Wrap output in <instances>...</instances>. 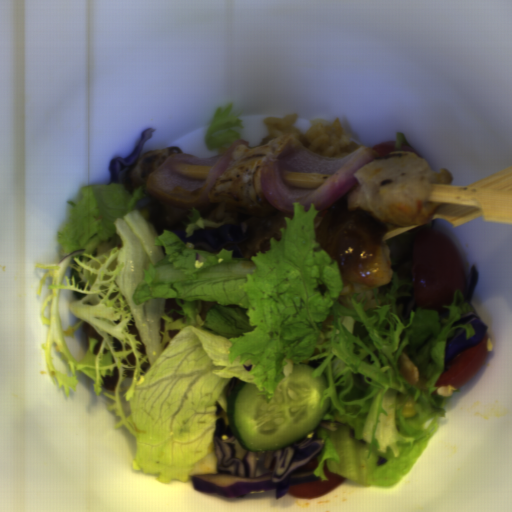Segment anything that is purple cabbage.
<instances>
[{"instance_id":"c1f60e8f","label":"purple cabbage","mask_w":512,"mask_h":512,"mask_svg":"<svg viewBox=\"0 0 512 512\" xmlns=\"http://www.w3.org/2000/svg\"><path fill=\"white\" fill-rule=\"evenodd\" d=\"M217 421L214 453L217 471L191 476L194 488L226 498H244L252 491L275 490L278 500L290 486L317 481L313 470H303L322 452L325 441L315 428L296 443L279 450L246 451L236 440L227 412L215 401Z\"/></svg>"},{"instance_id":"ea28d5fd","label":"purple cabbage","mask_w":512,"mask_h":512,"mask_svg":"<svg viewBox=\"0 0 512 512\" xmlns=\"http://www.w3.org/2000/svg\"><path fill=\"white\" fill-rule=\"evenodd\" d=\"M173 231L183 242H190L194 249L206 250L209 253H217L222 248L233 250V257L243 258L240 250V242L248 240L254 235V229L247 223L240 225L225 224L218 229L195 230L191 237H186L187 232Z\"/></svg>"},{"instance_id":"f65ffa83","label":"purple cabbage","mask_w":512,"mask_h":512,"mask_svg":"<svg viewBox=\"0 0 512 512\" xmlns=\"http://www.w3.org/2000/svg\"><path fill=\"white\" fill-rule=\"evenodd\" d=\"M456 324H472L474 327V335L466 340V329L462 328L446 345L444 366L457 355L468 348L479 344L488 332V325L474 311H470L461 315V318L453 323Z\"/></svg>"},{"instance_id":"39781b68","label":"purple cabbage","mask_w":512,"mask_h":512,"mask_svg":"<svg viewBox=\"0 0 512 512\" xmlns=\"http://www.w3.org/2000/svg\"><path fill=\"white\" fill-rule=\"evenodd\" d=\"M156 129L148 127L142 131V139L132 154L125 159L122 157L112 158L108 164L107 171L110 175L109 183L124 184L126 178L130 175L129 168L137 162L144 145L153 137Z\"/></svg>"},{"instance_id":"9ea6ddef","label":"purple cabbage","mask_w":512,"mask_h":512,"mask_svg":"<svg viewBox=\"0 0 512 512\" xmlns=\"http://www.w3.org/2000/svg\"><path fill=\"white\" fill-rule=\"evenodd\" d=\"M478 282H479L478 270H477L476 264H474L469 272L467 284L465 286L464 293H463V298H464L465 302L470 303V301L475 293Z\"/></svg>"},{"instance_id":"8b30caba","label":"purple cabbage","mask_w":512,"mask_h":512,"mask_svg":"<svg viewBox=\"0 0 512 512\" xmlns=\"http://www.w3.org/2000/svg\"><path fill=\"white\" fill-rule=\"evenodd\" d=\"M403 306L402 315L404 319L410 318V313L416 311L417 306L415 305L414 296L397 298L396 307Z\"/></svg>"},{"instance_id":"06f8d472","label":"purple cabbage","mask_w":512,"mask_h":512,"mask_svg":"<svg viewBox=\"0 0 512 512\" xmlns=\"http://www.w3.org/2000/svg\"><path fill=\"white\" fill-rule=\"evenodd\" d=\"M330 431H337L339 426H346V424H341L338 421H328V420H321V422L318 424Z\"/></svg>"},{"instance_id":"9cd0cae8","label":"purple cabbage","mask_w":512,"mask_h":512,"mask_svg":"<svg viewBox=\"0 0 512 512\" xmlns=\"http://www.w3.org/2000/svg\"><path fill=\"white\" fill-rule=\"evenodd\" d=\"M388 462V459L382 457V456H378V462H377V466H382L384 464H386Z\"/></svg>"},{"instance_id":"38c2f254","label":"purple cabbage","mask_w":512,"mask_h":512,"mask_svg":"<svg viewBox=\"0 0 512 512\" xmlns=\"http://www.w3.org/2000/svg\"><path fill=\"white\" fill-rule=\"evenodd\" d=\"M349 435H350V438H355L354 430H352L351 428L349 430Z\"/></svg>"}]
</instances>
